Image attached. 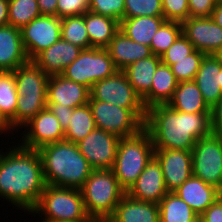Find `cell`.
Listing matches in <instances>:
<instances>
[{
	"mask_svg": "<svg viewBox=\"0 0 222 222\" xmlns=\"http://www.w3.org/2000/svg\"><path fill=\"white\" fill-rule=\"evenodd\" d=\"M5 153L0 151V197L30 213L46 186L40 155L19 143Z\"/></svg>",
	"mask_w": 222,
	"mask_h": 222,
	"instance_id": "obj_1",
	"label": "cell"
},
{
	"mask_svg": "<svg viewBox=\"0 0 222 222\" xmlns=\"http://www.w3.org/2000/svg\"><path fill=\"white\" fill-rule=\"evenodd\" d=\"M211 113H184L168 105L146 111L144 128L150 133L154 149L192 150L197 140L211 131Z\"/></svg>",
	"mask_w": 222,
	"mask_h": 222,
	"instance_id": "obj_2",
	"label": "cell"
},
{
	"mask_svg": "<svg viewBox=\"0 0 222 222\" xmlns=\"http://www.w3.org/2000/svg\"><path fill=\"white\" fill-rule=\"evenodd\" d=\"M37 151L46 185L81 189L93 170L72 142H55Z\"/></svg>",
	"mask_w": 222,
	"mask_h": 222,
	"instance_id": "obj_3",
	"label": "cell"
},
{
	"mask_svg": "<svg viewBox=\"0 0 222 222\" xmlns=\"http://www.w3.org/2000/svg\"><path fill=\"white\" fill-rule=\"evenodd\" d=\"M13 73L18 95L15 112V130L18 131L47 107L49 76L33 61L19 66Z\"/></svg>",
	"mask_w": 222,
	"mask_h": 222,
	"instance_id": "obj_4",
	"label": "cell"
},
{
	"mask_svg": "<svg viewBox=\"0 0 222 222\" xmlns=\"http://www.w3.org/2000/svg\"><path fill=\"white\" fill-rule=\"evenodd\" d=\"M154 151L150 133L145 128L120 139L112 171L126 192L154 157Z\"/></svg>",
	"mask_w": 222,
	"mask_h": 222,
	"instance_id": "obj_5",
	"label": "cell"
},
{
	"mask_svg": "<svg viewBox=\"0 0 222 222\" xmlns=\"http://www.w3.org/2000/svg\"><path fill=\"white\" fill-rule=\"evenodd\" d=\"M85 210L92 219H109L126 191L112 169L92 170L81 188Z\"/></svg>",
	"mask_w": 222,
	"mask_h": 222,
	"instance_id": "obj_6",
	"label": "cell"
},
{
	"mask_svg": "<svg viewBox=\"0 0 222 222\" xmlns=\"http://www.w3.org/2000/svg\"><path fill=\"white\" fill-rule=\"evenodd\" d=\"M44 216L43 221H87L81 189L46 185L35 208L30 212Z\"/></svg>",
	"mask_w": 222,
	"mask_h": 222,
	"instance_id": "obj_7",
	"label": "cell"
},
{
	"mask_svg": "<svg viewBox=\"0 0 222 222\" xmlns=\"http://www.w3.org/2000/svg\"><path fill=\"white\" fill-rule=\"evenodd\" d=\"M95 126L120 138L138 134L146 120V109H127L108 102L89 100Z\"/></svg>",
	"mask_w": 222,
	"mask_h": 222,
	"instance_id": "obj_8",
	"label": "cell"
},
{
	"mask_svg": "<svg viewBox=\"0 0 222 222\" xmlns=\"http://www.w3.org/2000/svg\"><path fill=\"white\" fill-rule=\"evenodd\" d=\"M118 69L106 48L83 49L79 56L62 72L68 80L88 87L105 78L114 75Z\"/></svg>",
	"mask_w": 222,
	"mask_h": 222,
	"instance_id": "obj_9",
	"label": "cell"
},
{
	"mask_svg": "<svg viewBox=\"0 0 222 222\" xmlns=\"http://www.w3.org/2000/svg\"><path fill=\"white\" fill-rule=\"evenodd\" d=\"M192 175L222 192V135L211 133L194 144Z\"/></svg>",
	"mask_w": 222,
	"mask_h": 222,
	"instance_id": "obj_10",
	"label": "cell"
},
{
	"mask_svg": "<svg viewBox=\"0 0 222 222\" xmlns=\"http://www.w3.org/2000/svg\"><path fill=\"white\" fill-rule=\"evenodd\" d=\"M89 100L108 102L127 109H145L142 98L135 92L123 71L96 82L90 89Z\"/></svg>",
	"mask_w": 222,
	"mask_h": 222,
	"instance_id": "obj_11",
	"label": "cell"
},
{
	"mask_svg": "<svg viewBox=\"0 0 222 222\" xmlns=\"http://www.w3.org/2000/svg\"><path fill=\"white\" fill-rule=\"evenodd\" d=\"M25 52L30 61L61 38V18L41 15L21 29Z\"/></svg>",
	"mask_w": 222,
	"mask_h": 222,
	"instance_id": "obj_12",
	"label": "cell"
},
{
	"mask_svg": "<svg viewBox=\"0 0 222 222\" xmlns=\"http://www.w3.org/2000/svg\"><path fill=\"white\" fill-rule=\"evenodd\" d=\"M120 139L113 133L95 128L77 145L93 170L112 169Z\"/></svg>",
	"mask_w": 222,
	"mask_h": 222,
	"instance_id": "obj_13",
	"label": "cell"
},
{
	"mask_svg": "<svg viewBox=\"0 0 222 222\" xmlns=\"http://www.w3.org/2000/svg\"><path fill=\"white\" fill-rule=\"evenodd\" d=\"M23 127L27 131L21 134L23 138L19 144L25 148L38 150L45 145L64 140L60 122L48 107L42 109Z\"/></svg>",
	"mask_w": 222,
	"mask_h": 222,
	"instance_id": "obj_14",
	"label": "cell"
},
{
	"mask_svg": "<svg viewBox=\"0 0 222 222\" xmlns=\"http://www.w3.org/2000/svg\"><path fill=\"white\" fill-rule=\"evenodd\" d=\"M181 24L182 34L195 50L214 55L222 48V28L210 17H189Z\"/></svg>",
	"mask_w": 222,
	"mask_h": 222,
	"instance_id": "obj_15",
	"label": "cell"
},
{
	"mask_svg": "<svg viewBox=\"0 0 222 222\" xmlns=\"http://www.w3.org/2000/svg\"><path fill=\"white\" fill-rule=\"evenodd\" d=\"M168 192H174L192 176V150L155 149Z\"/></svg>",
	"mask_w": 222,
	"mask_h": 222,
	"instance_id": "obj_16",
	"label": "cell"
},
{
	"mask_svg": "<svg viewBox=\"0 0 222 222\" xmlns=\"http://www.w3.org/2000/svg\"><path fill=\"white\" fill-rule=\"evenodd\" d=\"M167 193L162 167L155 157L151 159L136 182L126 192L134 199L155 204H159Z\"/></svg>",
	"mask_w": 222,
	"mask_h": 222,
	"instance_id": "obj_17",
	"label": "cell"
},
{
	"mask_svg": "<svg viewBox=\"0 0 222 222\" xmlns=\"http://www.w3.org/2000/svg\"><path fill=\"white\" fill-rule=\"evenodd\" d=\"M90 89L83 84L64 78L62 75L49 76L47 83V104L76 108L88 104Z\"/></svg>",
	"mask_w": 222,
	"mask_h": 222,
	"instance_id": "obj_18",
	"label": "cell"
},
{
	"mask_svg": "<svg viewBox=\"0 0 222 222\" xmlns=\"http://www.w3.org/2000/svg\"><path fill=\"white\" fill-rule=\"evenodd\" d=\"M83 49L60 38L49 48L39 53L32 61L40 67L47 76L61 75Z\"/></svg>",
	"mask_w": 222,
	"mask_h": 222,
	"instance_id": "obj_19",
	"label": "cell"
},
{
	"mask_svg": "<svg viewBox=\"0 0 222 222\" xmlns=\"http://www.w3.org/2000/svg\"><path fill=\"white\" fill-rule=\"evenodd\" d=\"M199 216L212 205L222 192L216 187L205 183L202 179L192 175L174 191Z\"/></svg>",
	"mask_w": 222,
	"mask_h": 222,
	"instance_id": "obj_20",
	"label": "cell"
},
{
	"mask_svg": "<svg viewBox=\"0 0 222 222\" xmlns=\"http://www.w3.org/2000/svg\"><path fill=\"white\" fill-rule=\"evenodd\" d=\"M29 61L23 46L21 29L11 25L0 27V71H14Z\"/></svg>",
	"mask_w": 222,
	"mask_h": 222,
	"instance_id": "obj_21",
	"label": "cell"
},
{
	"mask_svg": "<svg viewBox=\"0 0 222 222\" xmlns=\"http://www.w3.org/2000/svg\"><path fill=\"white\" fill-rule=\"evenodd\" d=\"M222 64L215 55H205L194 82L200 89L204 101L212 108L222 97L220 89Z\"/></svg>",
	"mask_w": 222,
	"mask_h": 222,
	"instance_id": "obj_22",
	"label": "cell"
},
{
	"mask_svg": "<svg viewBox=\"0 0 222 222\" xmlns=\"http://www.w3.org/2000/svg\"><path fill=\"white\" fill-rule=\"evenodd\" d=\"M115 67L122 71L128 65L153 55L150 46L128 38L120 29L106 47Z\"/></svg>",
	"mask_w": 222,
	"mask_h": 222,
	"instance_id": "obj_23",
	"label": "cell"
},
{
	"mask_svg": "<svg viewBox=\"0 0 222 222\" xmlns=\"http://www.w3.org/2000/svg\"><path fill=\"white\" fill-rule=\"evenodd\" d=\"M109 219L112 222H160L159 205L125 194Z\"/></svg>",
	"mask_w": 222,
	"mask_h": 222,
	"instance_id": "obj_24",
	"label": "cell"
},
{
	"mask_svg": "<svg viewBox=\"0 0 222 222\" xmlns=\"http://www.w3.org/2000/svg\"><path fill=\"white\" fill-rule=\"evenodd\" d=\"M177 84L171 67L161 62L153 75L151 90L142 98L145 109L156 105H167Z\"/></svg>",
	"mask_w": 222,
	"mask_h": 222,
	"instance_id": "obj_25",
	"label": "cell"
},
{
	"mask_svg": "<svg viewBox=\"0 0 222 222\" xmlns=\"http://www.w3.org/2000/svg\"><path fill=\"white\" fill-rule=\"evenodd\" d=\"M167 105L184 113H211V108L194 81L179 82Z\"/></svg>",
	"mask_w": 222,
	"mask_h": 222,
	"instance_id": "obj_26",
	"label": "cell"
},
{
	"mask_svg": "<svg viewBox=\"0 0 222 222\" xmlns=\"http://www.w3.org/2000/svg\"><path fill=\"white\" fill-rule=\"evenodd\" d=\"M160 63L161 57L153 54L150 57L131 63L122 70L141 98L151 90L153 75Z\"/></svg>",
	"mask_w": 222,
	"mask_h": 222,
	"instance_id": "obj_27",
	"label": "cell"
},
{
	"mask_svg": "<svg viewBox=\"0 0 222 222\" xmlns=\"http://www.w3.org/2000/svg\"><path fill=\"white\" fill-rule=\"evenodd\" d=\"M84 22L90 39V48H106L120 26L115 19L91 11L84 14Z\"/></svg>",
	"mask_w": 222,
	"mask_h": 222,
	"instance_id": "obj_28",
	"label": "cell"
},
{
	"mask_svg": "<svg viewBox=\"0 0 222 222\" xmlns=\"http://www.w3.org/2000/svg\"><path fill=\"white\" fill-rule=\"evenodd\" d=\"M165 21L164 17L124 18L119 29L133 41L150 46L153 36Z\"/></svg>",
	"mask_w": 222,
	"mask_h": 222,
	"instance_id": "obj_29",
	"label": "cell"
},
{
	"mask_svg": "<svg viewBox=\"0 0 222 222\" xmlns=\"http://www.w3.org/2000/svg\"><path fill=\"white\" fill-rule=\"evenodd\" d=\"M158 205L160 222H195L199 218L175 192H168Z\"/></svg>",
	"mask_w": 222,
	"mask_h": 222,
	"instance_id": "obj_30",
	"label": "cell"
},
{
	"mask_svg": "<svg viewBox=\"0 0 222 222\" xmlns=\"http://www.w3.org/2000/svg\"><path fill=\"white\" fill-rule=\"evenodd\" d=\"M96 128L93 113L89 104L73 109L64 140L77 144Z\"/></svg>",
	"mask_w": 222,
	"mask_h": 222,
	"instance_id": "obj_31",
	"label": "cell"
},
{
	"mask_svg": "<svg viewBox=\"0 0 222 222\" xmlns=\"http://www.w3.org/2000/svg\"><path fill=\"white\" fill-rule=\"evenodd\" d=\"M17 99L18 95L13 71H0V109L10 120V131H15Z\"/></svg>",
	"mask_w": 222,
	"mask_h": 222,
	"instance_id": "obj_32",
	"label": "cell"
},
{
	"mask_svg": "<svg viewBox=\"0 0 222 222\" xmlns=\"http://www.w3.org/2000/svg\"><path fill=\"white\" fill-rule=\"evenodd\" d=\"M61 38L82 49H89L90 39L84 22V15L61 18Z\"/></svg>",
	"mask_w": 222,
	"mask_h": 222,
	"instance_id": "obj_33",
	"label": "cell"
},
{
	"mask_svg": "<svg viewBox=\"0 0 222 222\" xmlns=\"http://www.w3.org/2000/svg\"><path fill=\"white\" fill-rule=\"evenodd\" d=\"M8 9V25L18 29L41 16L37 0H9Z\"/></svg>",
	"mask_w": 222,
	"mask_h": 222,
	"instance_id": "obj_34",
	"label": "cell"
},
{
	"mask_svg": "<svg viewBox=\"0 0 222 222\" xmlns=\"http://www.w3.org/2000/svg\"><path fill=\"white\" fill-rule=\"evenodd\" d=\"M182 34V24L176 21H165L151 40V51L161 56Z\"/></svg>",
	"mask_w": 222,
	"mask_h": 222,
	"instance_id": "obj_35",
	"label": "cell"
},
{
	"mask_svg": "<svg viewBox=\"0 0 222 222\" xmlns=\"http://www.w3.org/2000/svg\"><path fill=\"white\" fill-rule=\"evenodd\" d=\"M205 55V53L195 50L185 59L173 60L170 67L177 82L194 81Z\"/></svg>",
	"mask_w": 222,
	"mask_h": 222,
	"instance_id": "obj_36",
	"label": "cell"
},
{
	"mask_svg": "<svg viewBox=\"0 0 222 222\" xmlns=\"http://www.w3.org/2000/svg\"><path fill=\"white\" fill-rule=\"evenodd\" d=\"M163 17L162 0H125V18Z\"/></svg>",
	"mask_w": 222,
	"mask_h": 222,
	"instance_id": "obj_37",
	"label": "cell"
},
{
	"mask_svg": "<svg viewBox=\"0 0 222 222\" xmlns=\"http://www.w3.org/2000/svg\"><path fill=\"white\" fill-rule=\"evenodd\" d=\"M89 11L120 23L125 18V0H89Z\"/></svg>",
	"mask_w": 222,
	"mask_h": 222,
	"instance_id": "obj_38",
	"label": "cell"
},
{
	"mask_svg": "<svg viewBox=\"0 0 222 222\" xmlns=\"http://www.w3.org/2000/svg\"><path fill=\"white\" fill-rule=\"evenodd\" d=\"M195 51L192 43L181 34L176 41L160 56L161 62L171 66L173 60H182Z\"/></svg>",
	"mask_w": 222,
	"mask_h": 222,
	"instance_id": "obj_39",
	"label": "cell"
},
{
	"mask_svg": "<svg viewBox=\"0 0 222 222\" xmlns=\"http://www.w3.org/2000/svg\"><path fill=\"white\" fill-rule=\"evenodd\" d=\"M162 9L166 21L182 23L189 18L188 0H162Z\"/></svg>",
	"mask_w": 222,
	"mask_h": 222,
	"instance_id": "obj_40",
	"label": "cell"
},
{
	"mask_svg": "<svg viewBox=\"0 0 222 222\" xmlns=\"http://www.w3.org/2000/svg\"><path fill=\"white\" fill-rule=\"evenodd\" d=\"M89 11V0H58L57 17L84 15Z\"/></svg>",
	"mask_w": 222,
	"mask_h": 222,
	"instance_id": "obj_41",
	"label": "cell"
},
{
	"mask_svg": "<svg viewBox=\"0 0 222 222\" xmlns=\"http://www.w3.org/2000/svg\"><path fill=\"white\" fill-rule=\"evenodd\" d=\"M217 0H188L189 17H210Z\"/></svg>",
	"mask_w": 222,
	"mask_h": 222,
	"instance_id": "obj_42",
	"label": "cell"
},
{
	"mask_svg": "<svg viewBox=\"0 0 222 222\" xmlns=\"http://www.w3.org/2000/svg\"><path fill=\"white\" fill-rule=\"evenodd\" d=\"M199 218L203 222H222V196L210 205Z\"/></svg>",
	"mask_w": 222,
	"mask_h": 222,
	"instance_id": "obj_43",
	"label": "cell"
},
{
	"mask_svg": "<svg viewBox=\"0 0 222 222\" xmlns=\"http://www.w3.org/2000/svg\"><path fill=\"white\" fill-rule=\"evenodd\" d=\"M47 107L54 113L60 122V126L65 131L69 124L73 108L70 107H60V104H47Z\"/></svg>",
	"mask_w": 222,
	"mask_h": 222,
	"instance_id": "obj_44",
	"label": "cell"
},
{
	"mask_svg": "<svg viewBox=\"0 0 222 222\" xmlns=\"http://www.w3.org/2000/svg\"><path fill=\"white\" fill-rule=\"evenodd\" d=\"M210 119L212 133L222 135V97L211 108Z\"/></svg>",
	"mask_w": 222,
	"mask_h": 222,
	"instance_id": "obj_45",
	"label": "cell"
},
{
	"mask_svg": "<svg viewBox=\"0 0 222 222\" xmlns=\"http://www.w3.org/2000/svg\"><path fill=\"white\" fill-rule=\"evenodd\" d=\"M41 15L57 16L58 0H37Z\"/></svg>",
	"mask_w": 222,
	"mask_h": 222,
	"instance_id": "obj_46",
	"label": "cell"
},
{
	"mask_svg": "<svg viewBox=\"0 0 222 222\" xmlns=\"http://www.w3.org/2000/svg\"><path fill=\"white\" fill-rule=\"evenodd\" d=\"M9 0H0V27L8 25Z\"/></svg>",
	"mask_w": 222,
	"mask_h": 222,
	"instance_id": "obj_47",
	"label": "cell"
},
{
	"mask_svg": "<svg viewBox=\"0 0 222 222\" xmlns=\"http://www.w3.org/2000/svg\"><path fill=\"white\" fill-rule=\"evenodd\" d=\"M210 18L222 28V2L216 4Z\"/></svg>",
	"mask_w": 222,
	"mask_h": 222,
	"instance_id": "obj_48",
	"label": "cell"
},
{
	"mask_svg": "<svg viewBox=\"0 0 222 222\" xmlns=\"http://www.w3.org/2000/svg\"><path fill=\"white\" fill-rule=\"evenodd\" d=\"M10 132V120L2 113L0 109V135Z\"/></svg>",
	"mask_w": 222,
	"mask_h": 222,
	"instance_id": "obj_49",
	"label": "cell"
},
{
	"mask_svg": "<svg viewBox=\"0 0 222 222\" xmlns=\"http://www.w3.org/2000/svg\"><path fill=\"white\" fill-rule=\"evenodd\" d=\"M41 222H71V221H41ZM76 222H99V221L89 218L87 221H76Z\"/></svg>",
	"mask_w": 222,
	"mask_h": 222,
	"instance_id": "obj_50",
	"label": "cell"
},
{
	"mask_svg": "<svg viewBox=\"0 0 222 222\" xmlns=\"http://www.w3.org/2000/svg\"><path fill=\"white\" fill-rule=\"evenodd\" d=\"M214 55L218 58V60L222 64V48Z\"/></svg>",
	"mask_w": 222,
	"mask_h": 222,
	"instance_id": "obj_51",
	"label": "cell"
},
{
	"mask_svg": "<svg viewBox=\"0 0 222 222\" xmlns=\"http://www.w3.org/2000/svg\"><path fill=\"white\" fill-rule=\"evenodd\" d=\"M220 89L222 91V67H221V83H220Z\"/></svg>",
	"mask_w": 222,
	"mask_h": 222,
	"instance_id": "obj_52",
	"label": "cell"
},
{
	"mask_svg": "<svg viewBox=\"0 0 222 222\" xmlns=\"http://www.w3.org/2000/svg\"><path fill=\"white\" fill-rule=\"evenodd\" d=\"M99 222H112L110 219H105V220H102V221H99Z\"/></svg>",
	"mask_w": 222,
	"mask_h": 222,
	"instance_id": "obj_53",
	"label": "cell"
},
{
	"mask_svg": "<svg viewBox=\"0 0 222 222\" xmlns=\"http://www.w3.org/2000/svg\"><path fill=\"white\" fill-rule=\"evenodd\" d=\"M195 222H203L200 218H198Z\"/></svg>",
	"mask_w": 222,
	"mask_h": 222,
	"instance_id": "obj_54",
	"label": "cell"
}]
</instances>
